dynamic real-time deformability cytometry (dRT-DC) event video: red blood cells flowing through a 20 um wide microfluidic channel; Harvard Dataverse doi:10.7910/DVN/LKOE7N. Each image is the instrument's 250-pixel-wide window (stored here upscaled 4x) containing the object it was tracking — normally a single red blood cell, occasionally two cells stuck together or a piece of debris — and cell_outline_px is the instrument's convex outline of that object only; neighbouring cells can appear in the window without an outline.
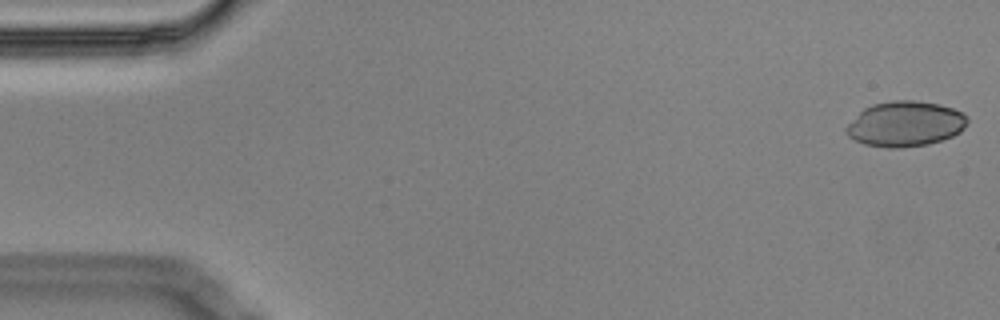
{"species": "Egyptian fruit bat (a non-hibernating species)", "species_latin": "Rousettus aegyptiacus", "temperature_condition": "cold", "stored_images_in_passage": 2, "segment_of_instrument_passage": [2, 2], "camera_frame_rate_fps": 3000, "um_per_image_px": 0.085, "animal": {"sex": "male"}, "frame": {"image": 1, "passage_image": 2, "time_ms": 0.333, "image_size_px": [1000, 320], "cell_outline_px": [[968, 120], [964, 128], [960, 132], [952, 136], [928, 144], [900, 148], [888, 148], [864, 144], [848, 136], [844, 132], [844, 128], [864, 108], [872, 104], [892, 100], [912, 100], [940, 104], [964, 112], [968, 116]], "centroid_in_image_um": [76.95, 10.53], "position_along_channel_um": 8.0, "area_um2": 32.08}}